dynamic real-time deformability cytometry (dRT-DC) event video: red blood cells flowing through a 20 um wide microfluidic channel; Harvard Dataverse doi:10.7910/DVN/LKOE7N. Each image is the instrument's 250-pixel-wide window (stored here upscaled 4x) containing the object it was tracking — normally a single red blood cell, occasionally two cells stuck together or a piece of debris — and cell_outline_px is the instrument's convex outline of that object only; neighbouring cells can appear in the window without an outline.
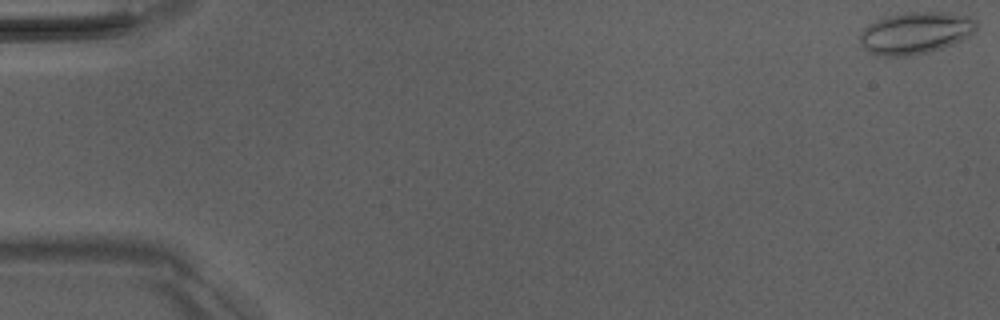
{"species": "Egyptian fruit bat (a non-hibernating species)", "species_latin": "Rousettus aegyptiacus", "temperature_condition": "room temperature", "stored_images_in_passage": 6, "camera_frame_rate_fps": 3000, "um_per_image_px": 0.085, "animal": {"sex": "male"}, "frame": {"image": 1, "passage_image": 1, "time_ms": 0.0, "image_size_px": [1000, 320], "cell_outline_px": [[976, 32], [952, 44], [928, 52], [908, 56], [876, 56], [868, 52], [860, 44], [860, 36], [864, 28], [868, 24], [888, 16], [904, 12], [952, 12], [968, 16], [976, 20]], "centroid_in_image_um": [77.81, 2.8], "position_along_channel_um": 7.2, "area_um2": 28.55}}